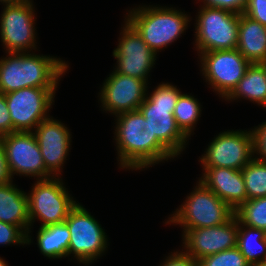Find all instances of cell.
Here are the masks:
<instances>
[{"instance_id": "cell-4", "label": "cell", "mask_w": 266, "mask_h": 266, "mask_svg": "<svg viewBox=\"0 0 266 266\" xmlns=\"http://www.w3.org/2000/svg\"><path fill=\"white\" fill-rule=\"evenodd\" d=\"M127 19L156 54L178 40L186 31L190 17L175 7L139 6L130 9Z\"/></svg>"}, {"instance_id": "cell-29", "label": "cell", "mask_w": 266, "mask_h": 266, "mask_svg": "<svg viewBox=\"0 0 266 266\" xmlns=\"http://www.w3.org/2000/svg\"><path fill=\"white\" fill-rule=\"evenodd\" d=\"M254 158L266 162V121L252 129Z\"/></svg>"}, {"instance_id": "cell-35", "label": "cell", "mask_w": 266, "mask_h": 266, "mask_svg": "<svg viewBox=\"0 0 266 266\" xmlns=\"http://www.w3.org/2000/svg\"><path fill=\"white\" fill-rule=\"evenodd\" d=\"M24 0H0V2H2V4L4 3H17V2H21Z\"/></svg>"}, {"instance_id": "cell-7", "label": "cell", "mask_w": 266, "mask_h": 266, "mask_svg": "<svg viewBox=\"0 0 266 266\" xmlns=\"http://www.w3.org/2000/svg\"><path fill=\"white\" fill-rule=\"evenodd\" d=\"M28 197L30 229L36 219L41 227L65 222L70 210L77 204L64 187L60 177L37 180Z\"/></svg>"}, {"instance_id": "cell-26", "label": "cell", "mask_w": 266, "mask_h": 266, "mask_svg": "<svg viewBox=\"0 0 266 266\" xmlns=\"http://www.w3.org/2000/svg\"><path fill=\"white\" fill-rule=\"evenodd\" d=\"M234 214L241 224L266 232V197L247 200Z\"/></svg>"}, {"instance_id": "cell-38", "label": "cell", "mask_w": 266, "mask_h": 266, "mask_svg": "<svg viewBox=\"0 0 266 266\" xmlns=\"http://www.w3.org/2000/svg\"><path fill=\"white\" fill-rule=\"evenodd\" d=\"M261 65L264 67V69H265V73H266V60L263 61V62L261 63Z\"/></svg>"}, {"instance_id": "cell-17", "label": "cell", "mask_w": 266, "mask_h": 266, "mask_svg": "<svg viewBox=\"0 0 266 266\" xmlns=\"http://www.w3.org/2000/svg\"><path fill=\"white\" fill-rule=\"evenodd\" d=\"M33 133L37 139L46 170L53 177L60 176V171L71 147V132L62 122L50 116L40 122Z\"/></svg>"}, {"instance_id": "cell-1", "label": "cell", "mask_w": 266, "mask_h": 266, "mask_svg": "<svg viewBox=\"0 0 266 266\" xmlns=\"http://www.w3.org/2000/svg\"><path fill=\"white\" fill-rule=\"evenodd\" d=\"M115 140L122 168L140 170L175 156L153 135L139 110L115 116Z\"/></svg>"}, {"instance_id": "cell-5", "label": "cell", "mask_w": 266, "mask_h": 266, "mask_svg": "<svg viewBox=\"0 0 266 266\" xmlns=\"http://www.w3.org/2000/svg\"><path fill=\"white\" fill-rule=\"evenodd\" d=\"M195 189L187 196L185 202L171 217L169 224L182 226L183 230L212 227L227 222L234 210L200 180Z\"/></svg>"}, {"instance_id": "cell-37", "label": "cell", "mask_w": 266, "mask_h": 266, "mask_svg": "<svg viewBox=\"0 0 266 266\" xmlns=\"http://www.w3.org/2000/svg\"><path fill=\"white\" fill-rule=\"evenodd\" d=\"M255 266H266V260L262 261L261 263H258Z\"/></svg>"}, {"instance_id": "cell-10", "label": "cell", "mask_w": 266, "mask_h": 266, "mask_svg": "<svg viewBox=\"0 0 266 266\" xmlns=\"http://www.w3.org/2000/svg\"><path fill=\"white\" fill-rule=\"evenodd\" d=\"M32 2L24 0L3 4L5 7L0 19V39L6 53H29L36 50V18Z\"/></svg>"}, {"instance_id": "cell-32", "label": "cell", "mask_w": 266, "mask_h": 266, "mask_svg": "<svg viewBox=\"0 0 266 266\" xmlns=\"http://www.w3.org/2000/svg\"><path fill=\"white\" fill-rule=\"evenodd\" d=\"M163 262L159 266H198V261L182 251L170 254Z\"/></svg>"}, {"instance_id": "cell-23", "label": "cell", "mask_w": 266, "mask_h": 266, "mask_svg": "<svg viewBox=\"0 0 266 266\" xmlns=\"http://www.w3.org/2000/svg\"><path fill=\"white\" fill-rule=\"evenodd\" d=\"M237 247L251 266L261 263L266 260V232L238 221Z\"/></svg>"}, {"instance_id": "cell-6", "label": "cell", "mask_w": 266, "mask_h": 266, "mask_svg": "<svg viewBox=\"0 0 266 266\" xmlns=\"http://www.w3.org/2000/svg\"><path fill=\"white\" fill-rule=\"evenodd\" d=\"M196 19L195 47L199 54L237 49L239 14L225 9L201 6Z\"/></svg>"}, {"instance_id": "cell-34", "label": "cell", "mask_w": 266, "mask_h": 266, "mask_svg": "<svg viewBox=\"0 0 266 266\" xmlns=\"http://www.w3.org/2000/svg\"><path fill=\"white\" fill-rule=\"evenodd\" d=\"M10 181H12V177L8 169L5 149L0 137V184H6Z\"/></svg>"}, {"instance_id": "cell-3", "label": "cell", "mask_w": 266, "mask_h": 266, "mask_svg": "<svg viewBox=\"0 0 266 266\" xmlns=\"http://www.w3.org/2000/svg\"><path fill=\"white\" fill-rule=\"evenodd\" d=\"M181 91L170 83L159 84L139 106L153 135L175 156L183 152L189 137L177 125L173 116Z\"/></svg>"}, {"instance_id": "cell-15", "label": "cell", "mask_w": 266, "mask_h": 266, "mask_svg": "<svg viewBox=\"0 0 266 266\" xmlns=\"http://www.w3.org/2000/svg\"><path fill=\"white\" fill-rule=\"evenodd\" d=\"M148 84L145 80L122 75L114 70L105 79L99 92L103 110L115 116L138 110L146 98Z\"/></svg>"}, {"instance_id": "cell-33", "label": "cell", "mask_w": 266, "mask_h": 266, "mask_svg": "<svg viewBox=\"0 0 266 266\" xmlns=\"http://www.w3.org/2000/svg\"><path fill=\"white\" fill-rule=\"evenodd\" d=\"M12 133V121L5 94L0 93V137Z\"/></svg>"}, {"instance_id": "cell-9", "label": "cell", "mask_w": 266, "mask_h": 266, "mask_svg": "<svg viewBox=\"0 0 266 266\" xmlns=\"http://www.w3.org/2000/svg\"><path fill=\"white\" fill-rule=\"evenodd\" d=\"M56 88L27 87L5 94L13 132H33L49 118Z\"/></svg>"}, {"instance_id": "cell-22", "label": "cell", "mask_w": 266, "mask_h": 266, "mask_svg": "<svg viewBox=\"0 0 266 266\" xmlns=\"http://www.w3.org/2000/svg\"><path fill=\"white\" fill-rule=\"evenodd\" d=\"M70 233L65 222L41 227L37 233L40 252L49 259L68 257Z\"/></svg>"}, {"instance_id": "cell-36", "label": "cell", "mask_w": 266, "mask_h": 266, "mask_svg": "<svg viewBox=\"0 0 266 266\" xmlns=\"http://www.w3.org/2000/svg\"><path fill=\"white\" fill-rule=\"evenodd\" d=\"M0 266H8L4 259L0 257Z\"/></svg>"}, {"instance_id": "cell-28", "label": "cell", "mask_w": 266, "mask_h": 266, "mask_svg": "<svg viewBox=\"0 0 266 266\" xmlns=\"http://www.w3.org/2000/svg\"><path fill=\"white\" fill-rule=\"evenodd\" d=\"M27 245V234L16 225L0 221V245Z\"/></svg>"}, {"instance_id": "cell-24", "label": "cell", "mask_w": 266, "mask_h": 266, "mask_svg": "<svg viewBox=\"0 0 266 266\" xmlns=\"http://www.w3.org/2000/svg\"><path fill=\"white\" fill-rule=\"evenodd\" d=\"M201 111V105L196 98L192 95L180 94L173 116L177 125L188 137H191L195 124L201 117Z\"/></svg>"}, {"instance_id": "cell-19", "label": "cell", "mask_w": 266, "mask_h": 266, "mask_svg": "<svg viewBox=\"0 0 266 266\" xmlns=\"http://www.w3.org/2000/svg\"><path fill=\"white\" fill-rule=\"evenodd\" d=\"M0 221L19 226L27 234V244H31L27 193L13 181L0 184Z\"/></svg>"}, {"instance_id": "cell-11", "label": "cell", "mask_w": 266, "mask_h": 266, "mask_svg": "<svg viewBox=\"0 0 266 266\" xmlns=\"http://www.w3.org/2000/svg\"><path fill=\"white\" fill-rule=\"evenodd\" d=\"M199 57L205 82L223 99L233 91L251 65L237 49L203 52Z\"/></svg>"}, {"instance_id": "cell-16", "label": "cell", "mask_w": 266, "mask_h": 266, "mask_svg": "<svg viewBox=\"0 0 266 266\" xmlns=\"http://www.w3.org/2000/svg\"><path fill=\"white\" fill-rule=\"evenodd\" d=\"M183 231L184 252L198 261L237 246L238 219L234 214L221 225Z\"/></svg>"}, {"instance_id": "cell-25", "label": "cell", "mask_w": 266, "mask_h": 266, "mask_svg": "<svg viewBox=\"0 0 266 266\" xmlns=\"http://www.w3.org/2000/svg\"><path fill=\"white\" fill-rule=\"evenodd\" d=\"M247 200L266 197V162L253 158L242 168Z\"/></svg>"}, {"instance_id": "cell-12", "label": "cell", "mask_w": 266, "mask_h": 266, "mask_svg": "<svg viewBox=\"0 0 266 266\" xmlns=\"http://www.w3.org/2000/svg\"><path fill=\"white\" fill-rule=\"evenodd\" d=\"M254 158L253 133L247 130L220 132L200 158L202 167L242 170Z\"/></svg>"}, {"instance_id": "cell-31", "label": "cell", "mask_w": 266, "mask_h": 266, "mask_svg": "<svg viewBox=\"0 0 266 266\" xmlns=\"http://www.w3.org/2000/svg\"><path fill=\"white\" fill-rule=\"evenodd\" d=\"M201 1V0H199ZM248 0H202V6L225 9L237 14H242Z\"/></svg>"}, {"instance_id": "cell-30", "label": "cell", "mask_w": 266, "mask_h": 266, "mask_svg": "<svg viewBox=\"0 0 266 266\" xmlns=\"http://www.w3.org/2000/svg\"><path fill=\"white\" fill-rule=\"evenodd\" d=\"M242 14L266 27V0H248Z\"/></svg>"}, {"instance_id": "cell-20", "label": "cell", "mask_w": 266, "mask_h": 266, "mask_svg": "<svg viewBox=\"0 0 266 266\" xmlns=\"http://www.w3.org/2000/svg\"><path fill=\"white\" fill-rule=\"evenodd\" d=\"M237 50L251 63L266 60V27L244 14H239Z\"/></svg>"}, {"instance_id": "cell-8", "label": "cell", "mask_w": 266, "mask_h": 266, "mask_svg": "<svg viewBox=\"0 0 266 266\" xmlns=\"http://www.w3.org/2000/svg\"><path fill=\"white\" fill-rule=\"evenodd\" d=\"M70 233L68 257L70 254L88 265L104 254L107 236L98 221L79 203L68 213L65 220Z\"/></svg>"}, {"instance_id": "cell-21", "label": "cell", "mask_w": 266, "mask_h": 266, "mask_svg": "<svg viewBox=\"0 0 266 266\" xmlns=\"http://www.w3.org/2000/svg\"><path fill=\"white\" fill-rule=\"evenodd\" d=\"M243 98L266 108V73L261 64H251L225 100Z\"/></svg>"}, {"instance_id": "cell-2", "label": "cell", "mask_w": 266, "mask_h": 266, "mask_svg": "<svg viewBox=\"0 0 266 266\" xmlns=\"http://www.w3.org/2000/svg\"><path fill=\"white\" fill-rule=\"evenodd\" d=\"M0 58V93L27 87L57 88L68 69L67 62L53 56L7 53Z\"/></svg>"}, {"instance_id": "cell-14", "label": "cell", "mask_w": 266, "mask_h": 266, "mask_svg": "<svg viewBox=\"0 0 266 266\" xmlns=\"http://www.w3.org/2000/svg\"><path fill=\"white\" fill-rule=\"evenodd\" d=\"M124 24L118 46L113 50V56L117 60L114 70L148 83V74L156 62L157 54L127 19Z\"/></svg>"}, {"instance_id": "cell-18", "label": "cell", "mask_w": 266, "mask_h": 266, "mask_svg": "<svg viewBox=\"0 0 266 266\" xmlns=\"http://www.w3.org/2000/svg\"><path fill=\"white\" fill-rule=\"evenodd\" d=\"M203 170L199 180L234 211L247 201L242 170L226 167H203Z\"/></svg>"}, {"instance_id": "cell-27", "label": "cell", "mask_w": 266, "mask_h": 266, "mask_svg": "<svg viewBox=\"0 0 266 266\" xmlns=\"http://www.w3.org/2000/svg\"><path fill=\"white\" fill-rule=\"evenodd\" d=\"M198 266H251L238 247L230 248L198 260Z\"/></svg>"}, {"instance_id": "cell-13", "label": "cell", "mask_w": 266, "mask_h": 266, "mask_svg": "<svg viewBox=\"0 0 266 266\" xmlns=\"http://www.w3.org/2000/svg\"><path fill=\"white\" fill-rule=\"evenodd\" d=\"M11 177L25 175L36 180L53 177L47 170L33 132H13L1 137Z\"/></svg>"}]
</instances>
